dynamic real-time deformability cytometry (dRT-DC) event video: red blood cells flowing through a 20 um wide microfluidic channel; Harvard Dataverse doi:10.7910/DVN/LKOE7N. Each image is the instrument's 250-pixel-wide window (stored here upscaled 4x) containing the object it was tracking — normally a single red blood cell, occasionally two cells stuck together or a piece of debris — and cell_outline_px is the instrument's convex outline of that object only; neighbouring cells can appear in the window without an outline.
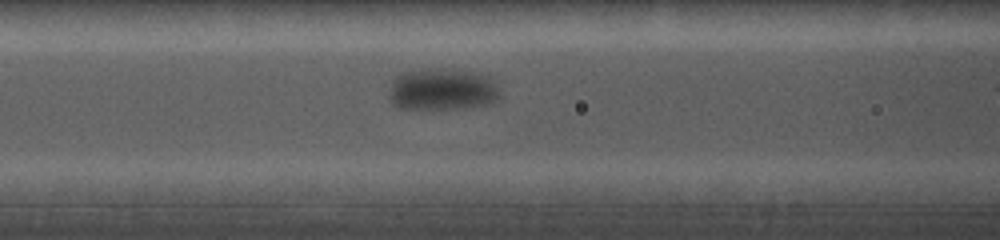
{"species": "common noctule bat (a hibernating species)", "species_latin": "Nyctalus noctula", "temperature_condition": "cold", "stored_images_in_passage": 7, "camera_frame_rate_fps": 5000, "um_per_image_px": 0.085, "animal": {"sex": "female", "body_mass_g": 19.0, "forearm_length_mm": 56.7}, "frame": {"image": 1, "passage_image": 5, "time_ms": 3.4, "image_size_px": [1000, 240], "cell_outline_px": [[500, 96], [492, 104], [464, 108], [400, 108], [392, 104], [388, 96], [392, 80], [400, 72], [424, 68], [452, 68], [476, 72], [488, 76], [500, 88]], "centroid_in_image_um": [37.6, 7.57], "position_along_channel_um": 129.0, "area_um2": 27.69}}